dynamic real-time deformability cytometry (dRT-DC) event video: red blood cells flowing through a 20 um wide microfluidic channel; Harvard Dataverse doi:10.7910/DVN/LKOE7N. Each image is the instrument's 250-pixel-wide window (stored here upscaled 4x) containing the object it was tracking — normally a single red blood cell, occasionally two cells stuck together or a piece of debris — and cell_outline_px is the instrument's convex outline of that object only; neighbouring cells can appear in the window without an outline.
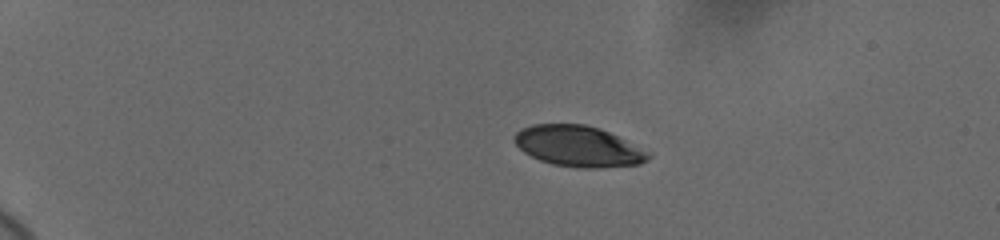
{"species": "human", "species_latin": "Homo sapiens", "temperature_condition": "cold", "stored_images_in_passage": 46, "camera_frame_rate_fps": 3000, "um_per_image_px": 0.085, "donor": {"sex": "female"}, "frame": {"image": 1, "passage_image": 1, "time_ms": 0.0, "image_size_px": [1000, 240], "cell_outline_px": [[652, 156], [648, 160], [640, 164], [596, 168], [576, 168], [552, 164], [540, 160], [524, 152], [512, 140], [516, 132], [520, 128], [532, 124], [584, 124], [600, 128], [652, 152]], "centroid_in_image_um": [49.18, 12.43], "position_along_channel_um": 35.8, "area_um2": 32.14}}
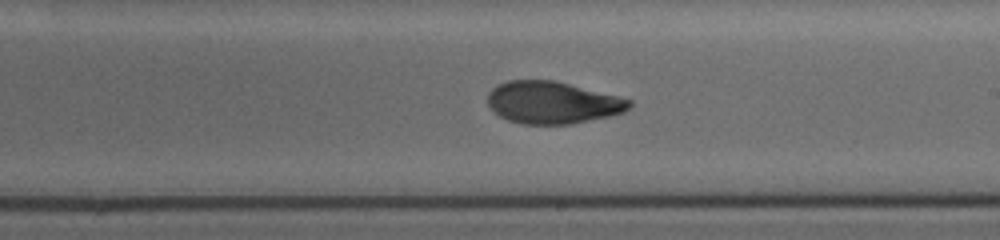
{"frame": {"image": 2, "passage_image": 25, "time_ms": 8.0, "image_size_px": [1000, 240], "cell_outline_px": [[632, 108], [624, 112], [608, 116], [572, 124], [524, 124], [508, 120], [500, 116], [488, 104], [488, 92], [496, 84], [508, 80], [556, 80], [632, 100]], "centroid_in_image_um": [46.96, 8.71], "position_along_channel_um": 242.0, "area_um2": 34.85}}
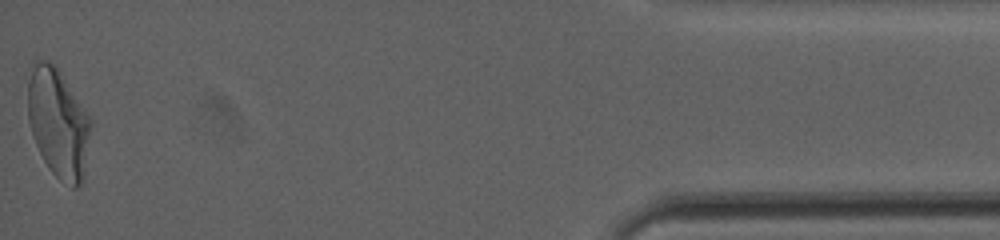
{"frame": {"image": 3, "passage_image": 46, "time_ms": 15.0, "image_size_px": [1000, 240], "cell_outline_px": [[92, 124], [84, 176], [80, 184], [76, 188], [72, 188], [60, 180], [48, 168], [32, 136], [28, 120], [28, 84], [32, 68], [36, 60], [48, 60], [56, 64], [92, 120]], "centroid_in_image_um": [4.96, 10.46], "position_along_channel_um": 430.2, "area_um2": 40.23}, "authors_computed_cell_mechanics": {"area_um2": 35.5759, "velocity_mm_per_s": 3.6679, "shape_relaxation_time_tau1_ms": 5.2774, "shape_relaxation_time_tau2_ms": 1.5328, "deformation_change_tau1": 0.1675, "deformation_change_tau2": 0.0684}}